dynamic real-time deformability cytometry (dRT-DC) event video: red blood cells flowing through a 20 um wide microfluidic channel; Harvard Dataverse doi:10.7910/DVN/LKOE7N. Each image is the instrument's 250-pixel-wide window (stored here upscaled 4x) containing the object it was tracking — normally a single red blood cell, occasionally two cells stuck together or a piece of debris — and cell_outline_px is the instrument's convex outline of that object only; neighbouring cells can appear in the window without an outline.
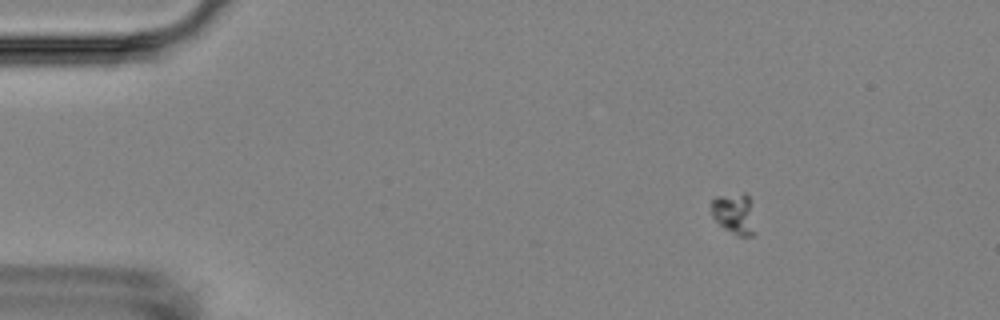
{"species": "Egyptian fruit bat (a non-hibernating species)", "species_latin": "Rousettus aegyptiacus", "temperature_condition": "room temperature", "stored_images_in_passage": 4, "camera_frame_rate_fps": 3000, "um_per_image_px": 0.085, "animal": {"sex": "female"}, "frame": {"image": 1, "passage_image": 2, "time_ms": 1.0, "image_size_px": [1000, 320], "cell_outline_px": [[756, 232], [752, 236], [736, 236], [724, 228], [712, 216], [712, 200], [716, 196], [744, 192], [752, 200]], "centroid_in_image_um": [62.47, 18.16], "position_along_channel_um": 22.5, "area_um2": 10.87}}